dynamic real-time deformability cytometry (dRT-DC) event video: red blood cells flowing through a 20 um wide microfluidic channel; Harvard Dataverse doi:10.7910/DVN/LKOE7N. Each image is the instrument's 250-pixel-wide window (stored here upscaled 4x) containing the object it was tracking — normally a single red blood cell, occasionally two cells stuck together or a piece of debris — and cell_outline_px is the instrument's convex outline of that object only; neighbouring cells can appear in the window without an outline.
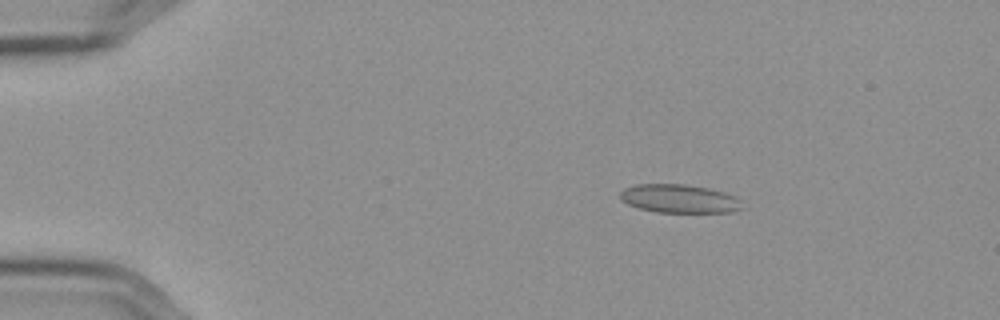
{"species": "Egyptian fruit bat (a non-hibernating species)", "species_latin": "Rousettus aegyptiacus", "temperature_condition": "cold", "stored_images_in_passage": 56, "camera_frame_rate_fps": 3000, "um_per_image_px": 0.085, "frame": {"image": 1, "passage_image": 9, "time_ms": 2.667, "image_size_px": [1000, 320], "cell_outline_px": [[740, 208], [728, 212], [656, 212], [640, 208], [628, 204], [620, 200], [620, 192], [624, 188], [636, 184], [684, 184], [708, 188], [724, 192], [736, 196], [740, 200]], "centroid_in_image_um": [57.69, 16.87], "position_along_channel_um": 27.3, "area_um2": 20.11}}
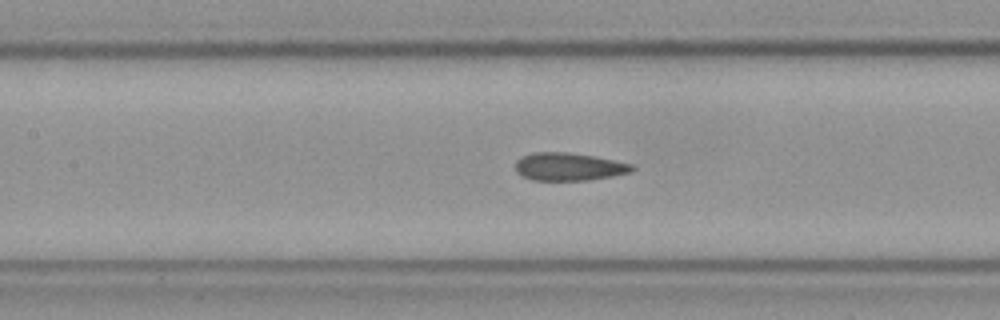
{"frame": {"image": 2, "passage_image": 26, "time_ms": 8.333, "image_size_px": [1000, 320], "cell_outline_px": [[636, 168], [632, 172], [612, 176], [588, 180], [532, 180], [516, 172], [516, 160], [520, 156], [532, 152], [568, 152], [596, 156], [632, 164]], "centroid_in_image_um": [48.35, 14.16], "position_along_channel_um": 159.0, "area_um2": 19.07}}
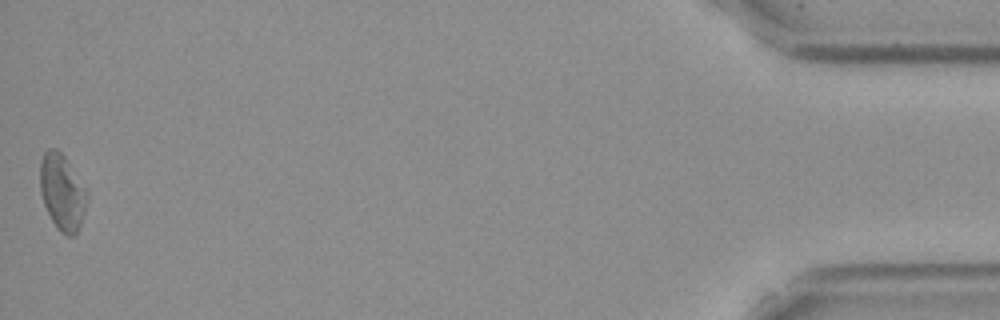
{"frame": {"image": 3, "passage_image": 56, "time_ms": 18.333, "image_size_px": [1000, 320], "cell_outline_px": [[88, 196], [80, 224], [76, 232], [72, 236], [68, 236], [60, 232], [52, 220], [44, 204], [40, 192], [40, 164], [44, 152], [48, 148], [56, 148], [64, 156], [88, 188]], "centroid_in_image_um": [5.29, 16.3], "position_along_channel_um": 429.9, "area_um2": 20.81}, "authors_computed_cell_mechanics": {"area_um2": 19.6809, "velocity_mm_per_s": 3.5908, "shape_relaxation_time_tau1_ms": null, "shape_relaxation_time_tau2_ms": 2.2363, "deformation_change_tau1": null, "deformation_change_tau2": 0.0686}}